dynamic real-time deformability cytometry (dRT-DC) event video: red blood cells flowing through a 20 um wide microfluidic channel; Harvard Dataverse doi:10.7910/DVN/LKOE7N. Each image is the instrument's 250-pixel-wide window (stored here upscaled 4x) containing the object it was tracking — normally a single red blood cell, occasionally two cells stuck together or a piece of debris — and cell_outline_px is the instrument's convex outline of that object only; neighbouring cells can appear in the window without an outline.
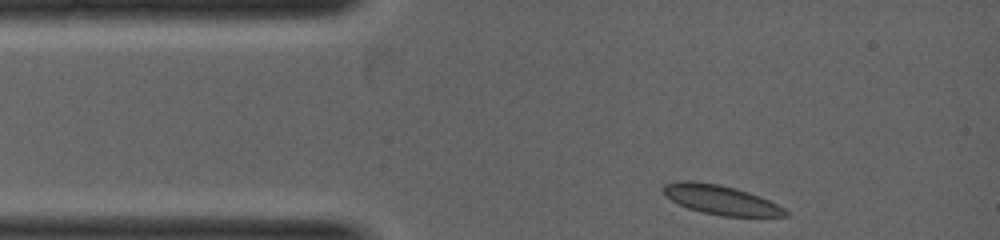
{"species": "common noctule bat (a hibernating species)", "species_latin": "Nyctalus noctula", "temperature_condition": "warm", "stored_images_in_passage": 7, "camera_frame_rate_fps": 5000, "um_per_image_px": 0.085, "animal": {"sex": "female", "body_mass_g": 19.0, "forearm_length_mm": 53.3}, "frame": {"image": 1, "passage_image": 1, "time_ms": 0.0, "image_size_px": [1000, 240], "cell_outline_px": [[788, 216], [720, 216], [688, 208], [672, 200], [664, 192], [664, 184], [680, 180], [688, 180], [716, 184], [736, 188], [760, 196], [784, 208], [788, 212]], "centroid_in_image_um": [61.28, 16.98], "position_along_channel_um": 23.7, "area_um2": 20.52}}
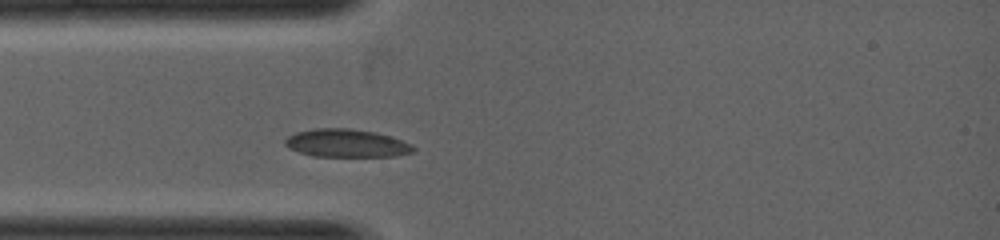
{"frame": {"image": 2, "passage_image": 5, "time_ms": 0.8, "image_size_px": [1000, 240], "cell_outline_px": [[416, 148], [412, 152], [396, 156], [312, 156], [288, 148], [284, 144], [284, 140], [288, 136], [296, 132], [312, 128], [348, 128], [376, 132], [400, 140]], "centroid_in_image_um": [29.39, 12.17], "position_along_channel_um": 55.6, "area_um2": 20.81}}
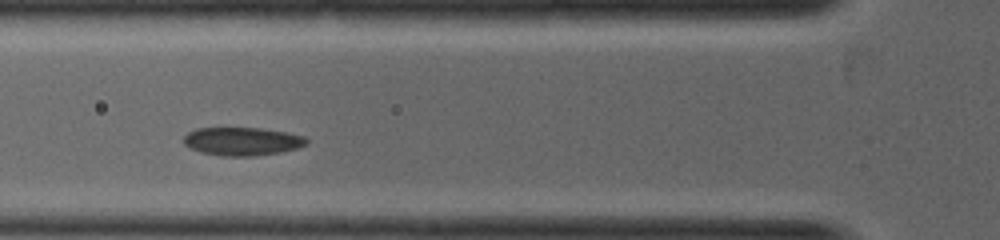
{"frame": {"image": 3, "passage_image": 7, "time_ms": 1.4, "image_size_px": [1000, 240], "cell_outline_px": [[308, 144], [296, 148], [280, 152], [252, 156], [220, 156], [200, 152], [184, 144], [184, 136], [188, 132], [196, 128], [260, 128], [288, 132], [304, 136], [308, 140]], "centroid_in_image_um": [20.59, 12.01], "position_along_channel_um": 105.2, "area_um2": 20.23}}